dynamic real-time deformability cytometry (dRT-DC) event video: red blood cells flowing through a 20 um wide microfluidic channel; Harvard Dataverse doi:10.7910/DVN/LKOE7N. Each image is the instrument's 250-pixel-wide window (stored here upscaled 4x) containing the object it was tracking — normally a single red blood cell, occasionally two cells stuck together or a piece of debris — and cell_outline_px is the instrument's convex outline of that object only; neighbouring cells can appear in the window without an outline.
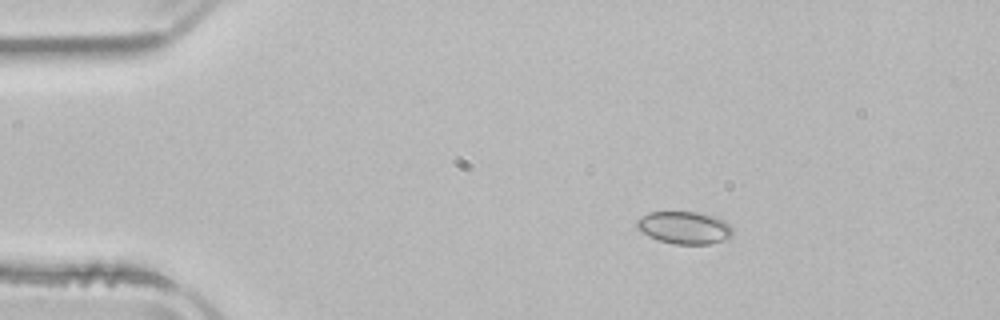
{"species": "common noctule bat (a hibernating species)", "species_latin": "Nyctalus noctula", "temperature_condition": "room temperature", "stored_images_in_passage": 52, "camera_frame_rate_fps": 3000, "um_per_image_px": 0.085, "animal": {"sex": "male", "body_mass_g": 21.5, "forearm_length_mm": 52.0}, "frame": {"image": 1, "passage_image": 8, "time_ms": 2.333, "image_size_px": [1000, 320], "cell_outline_px": [[732, 236], [728, 240], [708, 244], [672, 244], [648, 236], [640, 232], [636, 228], [636, 220], [640, 216], [648, 212], [696, 212], [716, 216], [724, 220], [732, 228]], "centroid_in_image_um": [58.16, 19.35], "position_along_channel_um": 26.8, "area_um2": 18.44}}
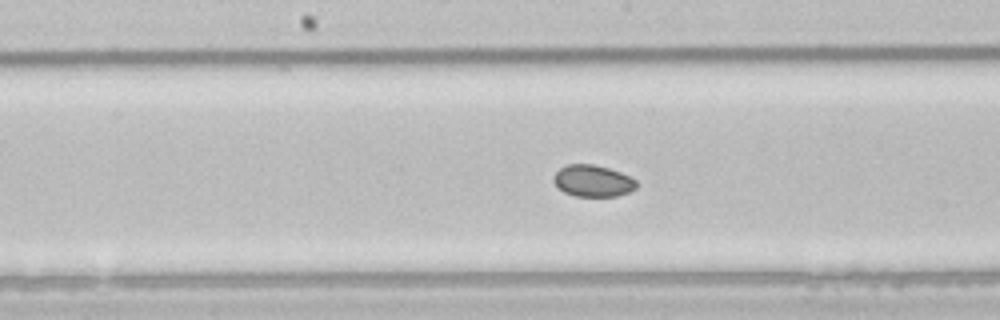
{"frame": {"image": 2, "passage_image": 26, "time_ms": 8.333, "image_size_px": [1000, 320], "cell_outline_px": [[636, 188], [628, 192], [616, 196], [576, 196], [564, 192], [552, 180], [552, 176], [560, 168], [568, 164], [592, 164], [608, 168], [620, 172], [636, 180]], "centroid_in_image_um": [50.37, 15.37], "position_along_channel_um": 197.8, "area_um2": 15.14}}
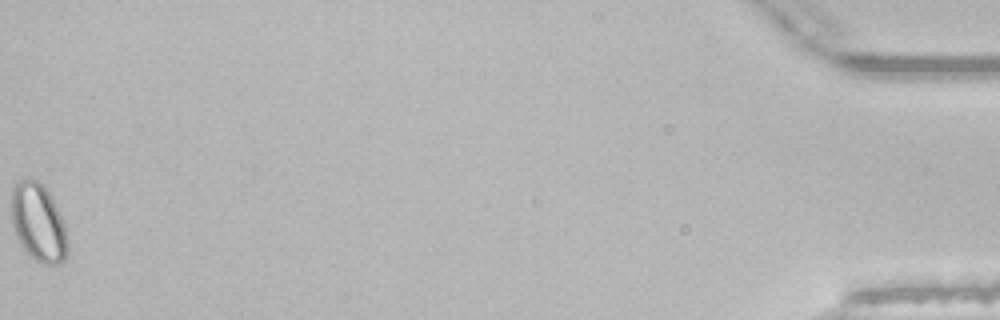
{"frame": {"image": 3, "passage_image": 52, "time_ms": 17.0, "image_size_px": [1000, 320], "cell_outline_px": [[68, 252], [64, 260], [60, 264], [44, 264], [36, 260], [24, 248], [16, 236], [12, 224], [12, 188], [20, 180], [28, 176], [36, 180], [48, 192], [64, 224], [68, 240]], "centroid_in_image_um": [3.26, 18.93], "position_along_channel_um": 431.9, "area_um2": 25.2}}